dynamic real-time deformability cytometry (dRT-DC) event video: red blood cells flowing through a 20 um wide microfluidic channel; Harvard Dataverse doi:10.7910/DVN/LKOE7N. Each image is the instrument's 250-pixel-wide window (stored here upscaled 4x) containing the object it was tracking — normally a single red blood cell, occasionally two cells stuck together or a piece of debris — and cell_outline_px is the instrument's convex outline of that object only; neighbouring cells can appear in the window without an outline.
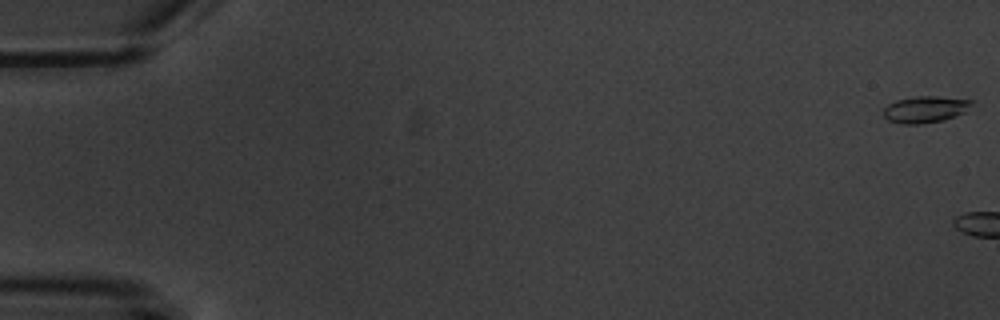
{"species": "common noctule bat (a hibernating species)", "species_latin": "Nyctalus noctula", "temperature_condition": "warm", "stored_images_in_passage": 6, "camera_frame_rate_fps": 3000, "um_per_image_px": 0.085, "animal": {"sex": "male", "body_mass_g": 20.1, "forearm_length_mm": 53.5}, "frame": {"image": 1, "passage_image": 1, "time_ms": 0.0, "image_size_px": [1000, 320], "cell_outline_px": [[972, 104], [964, 112], [956, 116], [944, 120], [920, 124], [900, 124], [888, 120], [884, 116], [884, 108], [888, 104], [896, 100], [916, 96], [936, 96], [972, 100]], "centroid_in_image_um": [78.62, 9.3], "position_along_channel_um": 6.4, "area_um2": 13.64}}